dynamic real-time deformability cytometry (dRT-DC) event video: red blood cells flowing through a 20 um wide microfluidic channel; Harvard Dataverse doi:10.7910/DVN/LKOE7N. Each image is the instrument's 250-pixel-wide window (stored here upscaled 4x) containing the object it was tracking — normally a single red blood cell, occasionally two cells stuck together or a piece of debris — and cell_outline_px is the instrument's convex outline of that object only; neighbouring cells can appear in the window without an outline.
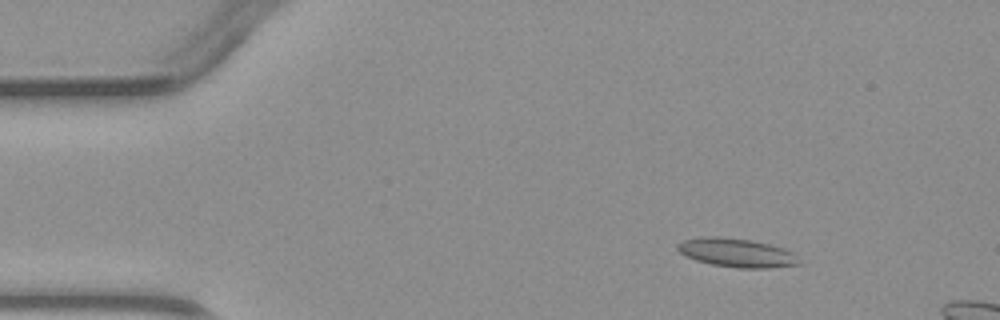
{"species": "common noctule bat (a hibernating species)", "species_latin": "Nyctalus noctula", "temperature_condition": "warm", "stored_images_in_passage": 4, "segment_of_instrument_passage": [1, 2], "camera_frame_rate_fps": 3000, "um_per_image_px": 0.085, "animal": {"sex": "male", "body_mass_g": 23.1, "forearm_length_mm": 52.7}, "frame": {"image": 1, "passage_image": 1, "time_ms": 0.0, "image_size_px": [1000, 320], "cell_outline_px": [[800, 264], [768, 268], [736, 268], [712, 264], [696, 260], [680, 252], [676, 248], [676, 244], [684, 240], [704, 236], [720, 236], [752, 240], [768, 244], [792, 252]], "centroid_in_image_um": [62.56, 21.47], "position_along_channel_um": 22.4, "area_um2": 20.11}}